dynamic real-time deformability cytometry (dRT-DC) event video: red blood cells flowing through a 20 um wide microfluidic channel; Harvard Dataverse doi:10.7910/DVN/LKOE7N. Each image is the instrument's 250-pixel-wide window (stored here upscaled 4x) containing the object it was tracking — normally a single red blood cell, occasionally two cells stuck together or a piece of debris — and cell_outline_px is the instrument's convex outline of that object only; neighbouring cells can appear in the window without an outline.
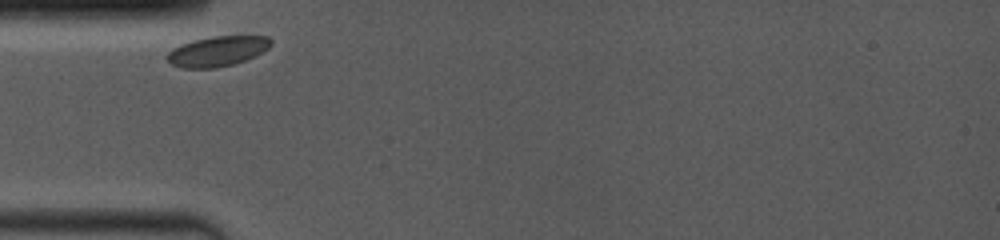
{"species": "common noctule bat (a hibernating species)", "species_latin": "Nyctalus noctula", "temperature_condition": "room temperature", "stored_images_in_passage": 2, "camera_frame_rate_fps": 4000, "um_per_image_px": 0.085, "animal": {"sex": "female", "body_mass_g": 19.0, "forearm_length_mm": 53.3}, "frame": {"image": 1, "passage_image": 1, "time_ms": 0.0, "image_size_px": [1000, 240], "cell_outline_px": [[272, 44], [268, 48], [244, 60], [232, 64], [216, 68], [184, 68], [172, 64], [168, 60], [168, 52], [172, 48], [180, 44], [192, 40], [212, 36], [268, 36], [272, 40]], "centroid_in_image_um": [18.46, 4.34], "position_along_channel_um": 66.5, "area_um2": 18.03}}